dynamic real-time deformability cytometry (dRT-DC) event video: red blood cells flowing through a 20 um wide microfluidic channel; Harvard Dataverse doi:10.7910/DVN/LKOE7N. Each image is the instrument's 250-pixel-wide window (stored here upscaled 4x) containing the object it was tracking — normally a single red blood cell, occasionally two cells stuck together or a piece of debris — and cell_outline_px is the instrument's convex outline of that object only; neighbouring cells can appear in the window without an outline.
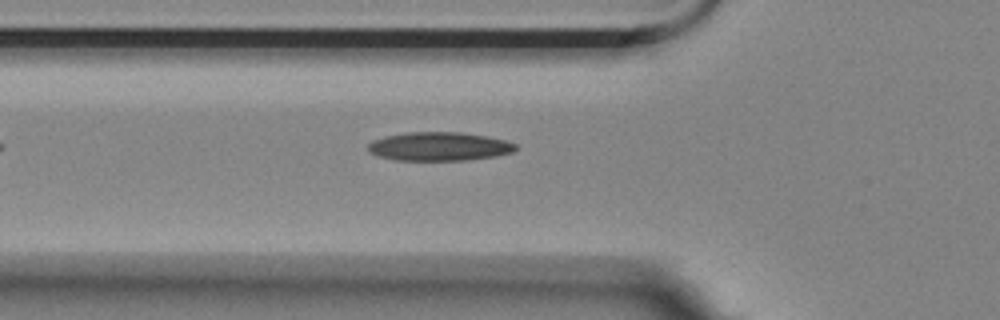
{"species": "Egyptian fruit bat (a non-hibernating species)", "species_latin": "Rousettus aegyptiacus", "temperature_condition": "room temperature", "stored_images_in_passage": 23, "camera_frame_rate_fps": 3000, "um_per_image_px": 0.085, "animal": {"sex": "female"}, "frame": {"image": 1, "passage_image": 2, "time_ms": 0.333, "image_size_px": [1000, 320], "cell_outline_px": [[516, 148], [512, 152], [496, 156], [468, 160], [396, 160], [380, 156], [368, 152], [368, 144], [372, 140], [384, 136], [408, 132], [460, 132], [488, 136], [504, 140], [516, 144]], "centroid_in_image_um": [37.31, 12.44], "position_along_channel_um": 88.5, "area_um2": 24.68}}
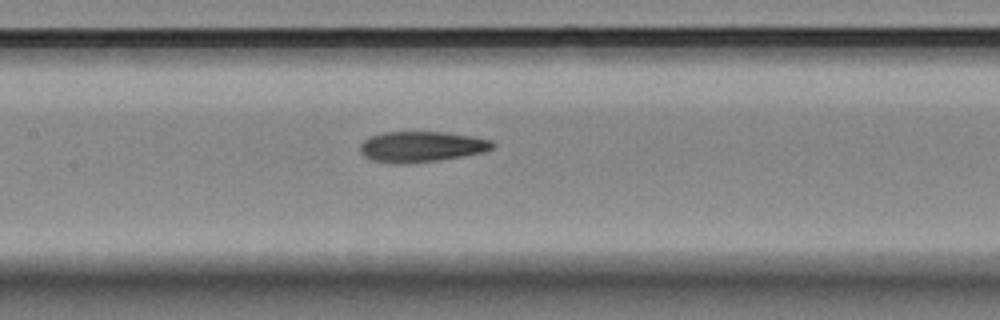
{"frame": {"image": 2, "passage_image": 9, "time_ms": 2.667, "image_size_px": [1000, 320], "cell_outline_px": [[496, 144], [492, 148], [484, 152], [464, 156], [440, 160], [408, 164], [388, 164], [372, 160], [364, 156], [360, 152], [360, 144], [368, 136], [384, 132], [444, 132], [472, 136], [492, 140]], "centroid_in_image_um": [35.8, 12.48], "position_along_channel_um": 171.6, "area_um2": 24.04}}
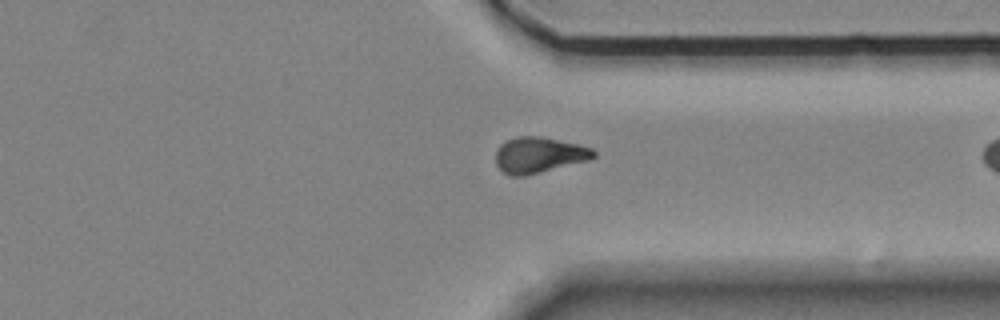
{"frame": {"image": 3, "passage_image": 22, "time_ms": 7.0, "image_size_px": [1000, 320], "cell_outline_px": [[596, 156], [588, 160], [524, 176], [508, 176], [496, 164], [496, 152], [500, 144], [504, 140], [520, 136], [540, 136], [580, 144], [592, 148], [596, 152]], "centroid_in_image_um": [45.8, 13.16], "position_along_channel_um": 365.6, "area_um2": 20.46}}